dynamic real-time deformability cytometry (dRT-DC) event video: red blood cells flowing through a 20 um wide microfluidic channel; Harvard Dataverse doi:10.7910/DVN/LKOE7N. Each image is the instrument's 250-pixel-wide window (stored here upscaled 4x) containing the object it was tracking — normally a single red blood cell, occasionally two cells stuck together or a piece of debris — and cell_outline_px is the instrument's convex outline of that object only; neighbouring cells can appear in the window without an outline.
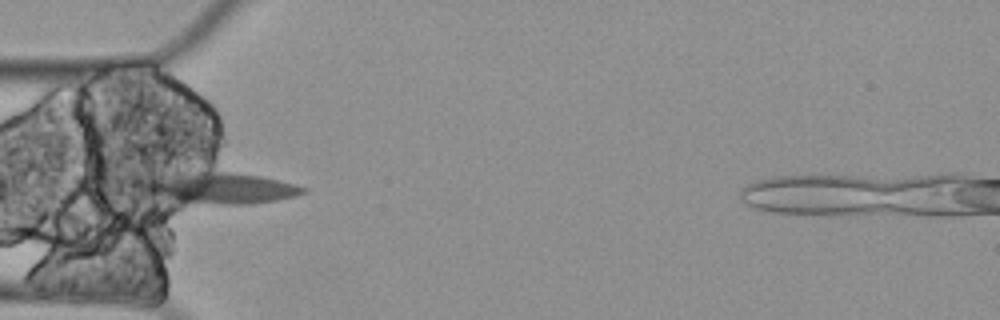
{"species": "Egyptian fruit bat (a non-hibernating species)", "species_latin": "Rousettus aegyptiacus", "temperature_condition": "cold", "stored_images_in_passage": 6, "camera_frame_rate_fps": 3000, "um_per_image_px": 0.085, "animal": {"sex": "female"}, "frame": {"image": 1, "passage_image": 6, "time_ms": 1.667, "image_size_px": [1000, 320], "cell_outline_px": [[308, 192], [296, 196], [276, 200], [252, 204], [176, 208], [128, 184], [164, 172], [232, 172], [260, 176], [280, 180], [296, 184], [308, 188]], "centroid_in_image_um": [18.34, 16.05], "position_along_channel_um": 66.7, "area_um2": 32.66}}